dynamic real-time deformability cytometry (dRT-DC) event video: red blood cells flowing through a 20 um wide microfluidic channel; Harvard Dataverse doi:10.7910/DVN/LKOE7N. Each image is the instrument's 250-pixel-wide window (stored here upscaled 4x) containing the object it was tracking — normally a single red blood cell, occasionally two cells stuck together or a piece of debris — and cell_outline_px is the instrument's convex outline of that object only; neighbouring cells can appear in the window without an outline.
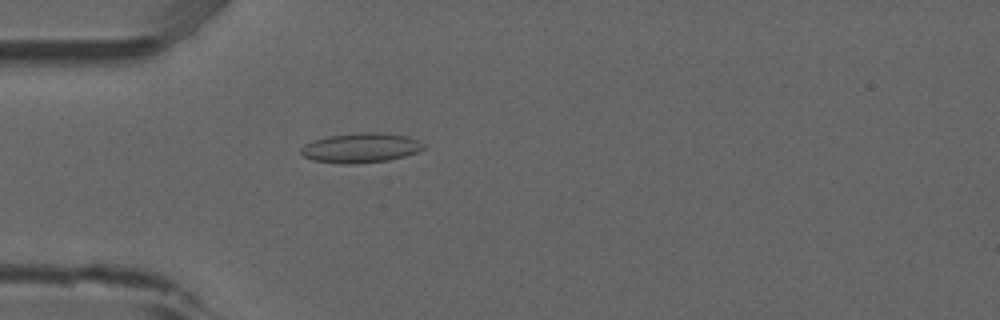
{"species": "common noctule bat (a hibernating species)", "species_latin": "Nyctalus noctula", "temperature_condition": "room temperature", "stored_images_in_passage": 4, "camera_frame_rate_fps": 3000, "um_per_image_px": 0.085, "animal": {"sex": "male", "forearm_length_mm": 52.5}, "frame": {"image": 1, "passage_image": 4, "time_ms": 1.0, "image_size_px": [1000, 320], "cell_outline_px": [[424, 148], [416, 152], [404, 156], [388, 160], [356, 164], [344, 164], [312, 160], [304, 156], [300, 152], [300, 148], [304, 144], [328, 136], [360, 132], [376, 132], [408, 136], [420, 140], [424, 144]], "centroid_in_image_um": [30.67, 12.57], "position_along_channel_um": 54.3, "area_um2": 21.21}}